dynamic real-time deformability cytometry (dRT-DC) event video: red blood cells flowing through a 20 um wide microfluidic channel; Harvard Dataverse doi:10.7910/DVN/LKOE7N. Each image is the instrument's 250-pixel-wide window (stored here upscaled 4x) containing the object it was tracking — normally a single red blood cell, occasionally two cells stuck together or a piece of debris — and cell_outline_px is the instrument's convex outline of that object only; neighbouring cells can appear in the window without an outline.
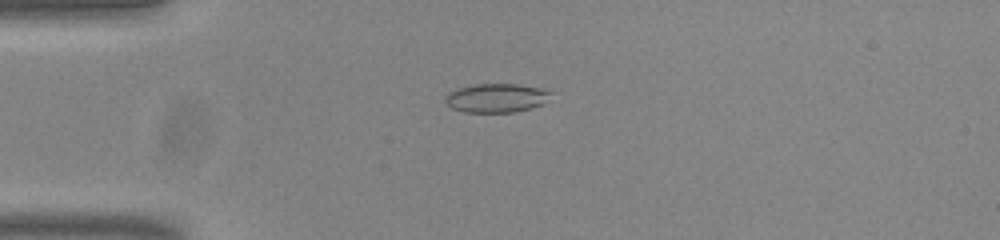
{"species": "common noctule bat (a hibernating species)", "species_latin": "Nyctalus noctula", "temperature_condition": "room temperature", "stored_images_in_passage": 41, "camera_frame_rate_fps": 3000, "um_per_image_px": 0.085, "animal": {"sex": "male", "body_mass_g": 20.0, "forearm_length_mm": 53.3}, "frame": {"image": 1, "passage_image": 1, "time_ms": 0.0, "image_size_px": [1000, 240], "cell_outline_px": [[552, 92], [544, 104], [532, 108], [516, 112], [464, 112], [452, 108], [444, 100], [444, 96], [448, 92], [456, 88], [476, 84], [516, 84], [540, 88]], "centroid_in_image_um": [42.17, 8.33], "position_along_channel_um": 42.8, "area_um2": 17.86}}
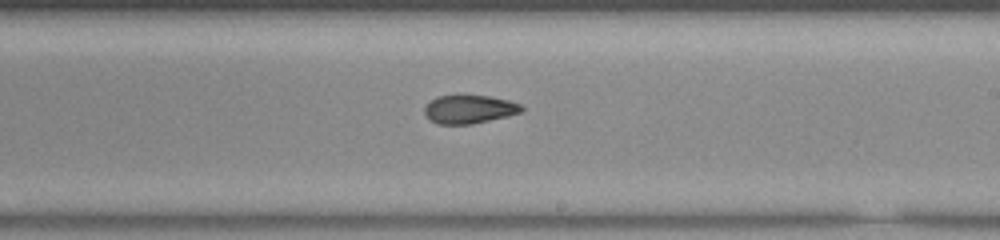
{"frame": {"image": 2, "passage_image": 19, "time_ms": 6.0, "image_size_px": [1000, 240], "cell_outline_px": [[524, 112], [508, 116], [472, 124], [440, 124], [432, 120], [424, 112], [424, 108], [436, 96], [460, 92], [488, 96], [508, 100], [520, 104], [524, 108]], "centroid_in_image_um": [39.91, 9.23], "position_along_channel_um": 249.1, "area_um2": 16.59}}
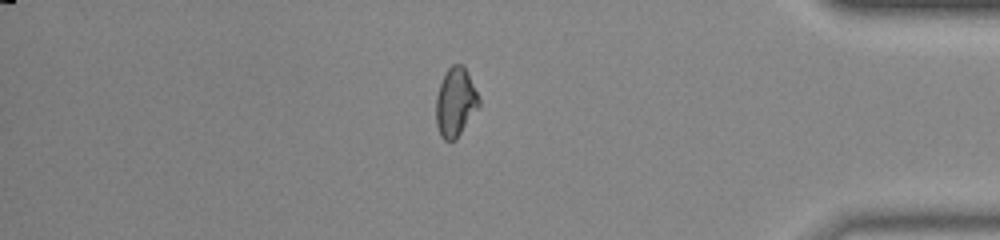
{"frame": {"image": 3, "passage_image": 33, "time_ms": 10.667, "image_size_px": [1000, 240], "cell_outline_px": [[480, 104], [456, 140], [444, 140], [440, 136], [436, 124], [436, 96], [440, 84], [448, 68], [452, 64], [464, 64], [480, 100]], "centroid_in_image_um": [38.7, 8.69], "position_along_channel_um": 396.5, "area_um2": 17.11}, "authors_computed_cell_mechanics": {"area_um2": 17.051, "velocity_mm_per_s": 3.8322, "shape_relaxation_time_tau1_ms": null, "shape_relaxation_time_tau2_ms": 1.9765, "deformation_change_tau1": null, "deformation_change_tau2": 0.072}}